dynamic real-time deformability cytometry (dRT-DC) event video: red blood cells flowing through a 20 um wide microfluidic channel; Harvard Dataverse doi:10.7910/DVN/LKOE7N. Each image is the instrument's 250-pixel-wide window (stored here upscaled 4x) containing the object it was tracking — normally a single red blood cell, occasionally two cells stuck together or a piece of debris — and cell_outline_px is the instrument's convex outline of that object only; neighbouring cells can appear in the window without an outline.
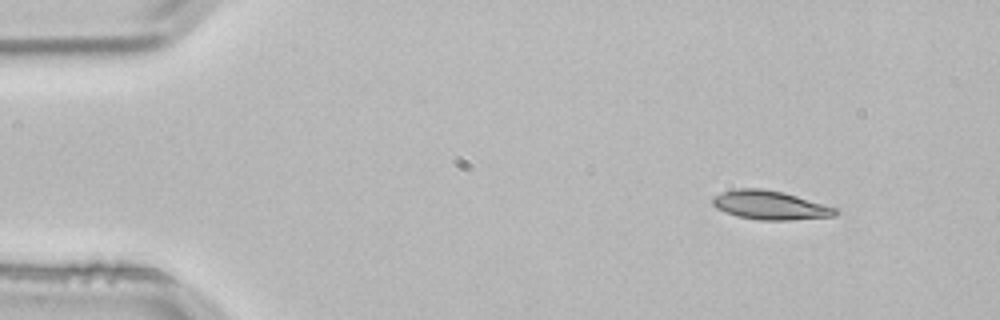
{"species": "common noctule bat (a hibernating species)", "species_latin": "Nyctalus noctula", "temperature_condition": "room temperature", "stored_images_in_passage": 4, "segment_of_instrument_passage": [2, 2], "camera_frame_rate_fps": 3000, "um_per_image_px": 0.085, "animal": {"sex": "male", "body_mass_g": 21.5, "forearm_length_mm": 52.0}, "frame": {"image": 1, "passage_image": 4, "time_ms": 1.0, "image_size_px": [1000, 320], "cell_outline_px": [[840, 212], [836, 216], [788, 220], [760, 220], [736, 216], [716, 208], [712, 204], [712, 200], [720, 192], [736, 188], [760, 188], [784, 192], [836, 208]], "centroid_in_image_um": [65.45, 17.44], "position_along_channel_um": 19.6, "area_um2": 20.63}}